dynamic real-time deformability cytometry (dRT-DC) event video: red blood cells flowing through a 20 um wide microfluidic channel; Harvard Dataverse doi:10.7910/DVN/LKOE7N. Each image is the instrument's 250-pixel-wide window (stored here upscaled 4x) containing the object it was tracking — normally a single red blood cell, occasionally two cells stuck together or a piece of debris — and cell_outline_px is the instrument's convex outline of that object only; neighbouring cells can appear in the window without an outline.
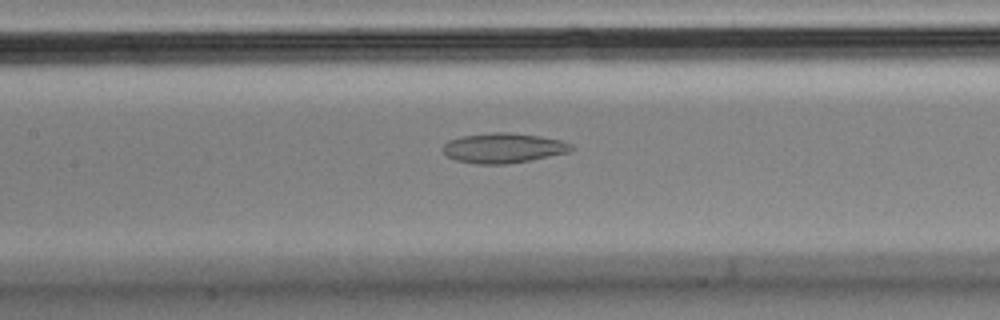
{"species": "Egyptian fruit bat (a non-hibernating species)", "species_latin": "Rousettus aegyptiacus", "temperature_condition": "cold", "stored_images_in_passage": 55, "camera_frame_rate_fps": 3000, "um_per_image_px": 0.085, "animal": {"sex": "male"}, "frame": {"image": 1, "passage_image": 25, "time_ms": 8.0, "image_size_px": [1000, 320], "cell_outline_px": [[572, 148], [568, 152], [528, 160], [504, 164], [476, 164], [456, 160], [448, 156], [440, 148], [448, 140], [460, 136], [492, 132], [508, 132], [540, 136], [560, 140], [572, 144]], "centroid_in_image_um": [42.72, 12.57], "position_along_channel_um": 164.7, "area_um2": 22.25}}
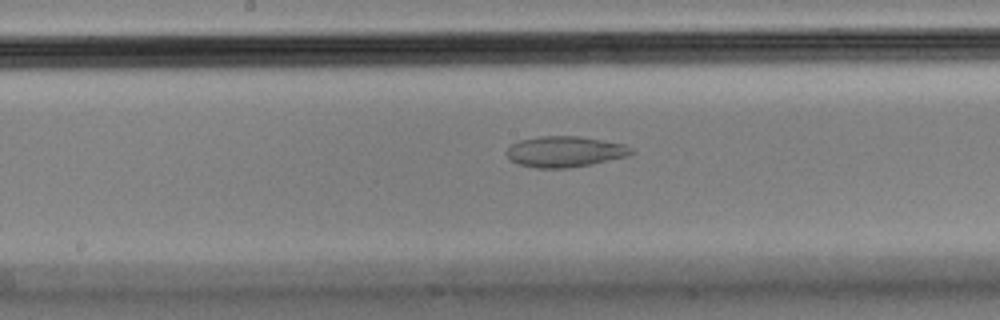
{"frame": {"image": 2, "passage_image": 28, "time_ms": 9.0, "image_size_px": [1000, 320], "cell_outline_px": [[632, 152], [628, 156], [592, 164], [568, 168], [536, 168], [516, 164], [508, 156], [508, 148], [512, 144], [520, 140], [540, 136], [580, 136], [624, 144], [632, 148]], "centroid_in_image_um": [48.02, 12.89], "position_along_channel_um": 200.2, "area_um2": 22.31}}
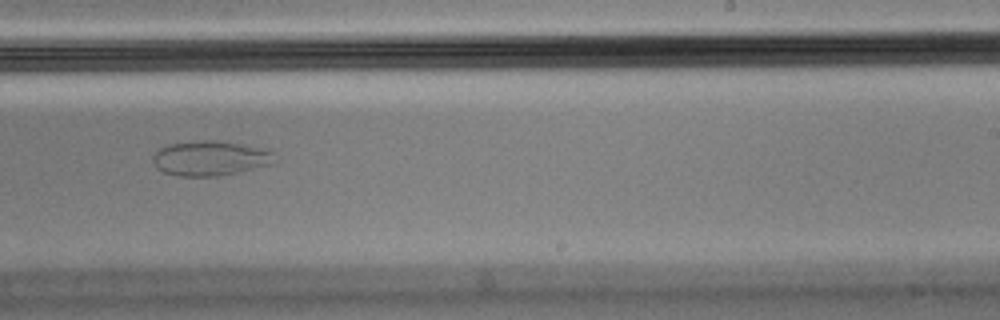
{"frame": {"image": 3, "passage_image": 34, "time_ms": 11.0, "image_size_px": [1000, 320], "cell_outline_px": [[280, 160], [272, 164], [240, 172], [220, 176], [180, 176], [164, 172], [156, 168], [152, 160], [152, 156], [160, 148], [168, 144], [204, 140], [216, 140], [240, 144], [260, 148], [272, 152]], "centroid_in_image_um": [17.89, 13.46], "position_along_channel_um": 271.1, "area_um2": 24.85}}